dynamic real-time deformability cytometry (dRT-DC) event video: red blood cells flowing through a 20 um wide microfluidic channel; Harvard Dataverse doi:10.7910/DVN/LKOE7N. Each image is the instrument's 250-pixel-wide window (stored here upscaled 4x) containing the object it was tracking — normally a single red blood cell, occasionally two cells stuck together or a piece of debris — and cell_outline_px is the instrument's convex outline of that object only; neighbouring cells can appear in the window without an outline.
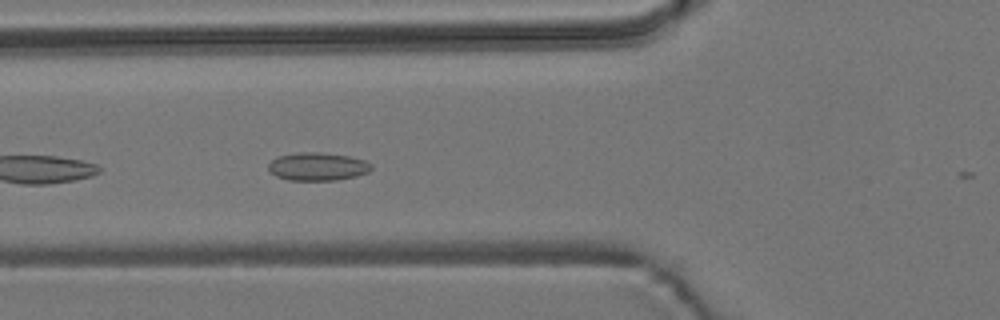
{"species": "common noctule bat (a hibernating species)", "species_latin": "Nyctalus noctula", "temperature_condition": "room temperature", "stored_images_in_passage": 30, "camera_frame_rate_fps": 3000, "um_per_image_px": 0.085, "animal": {"sex": "male", "body_mass_g": 19.2, "forearm_length_mm": 51.8}, "frame": {"image": 1, "passage_image": 3, "time_ms": 0.667, "image_size_px": [1000, 320], "cell_outline_px": [[372, 168], [368, 172], [356, 176], [336, 180], [288, 180], [276, 176], [268, 172], [268, 164], [272, 160], [280, 156], [296, 152], [320, 152], [348, 156], [364, 160], [372, 164]], "centroid_in_image_um": [26.98, 14.16], "position_along_channel_um": 98.8, "area_um2": 16.88}}
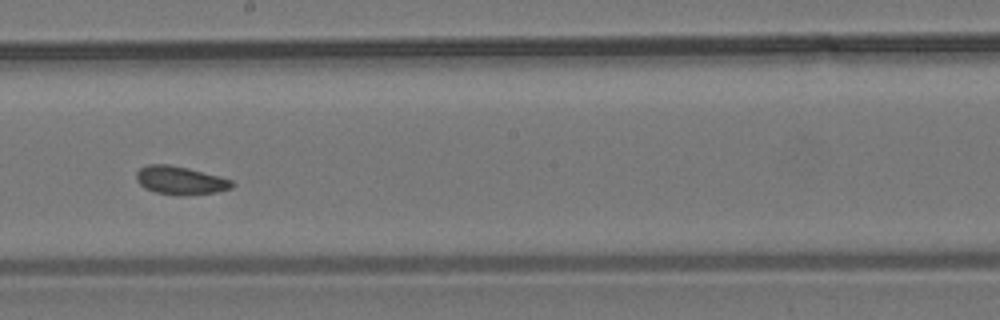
{"frame": {"image": 2, "passage_image": 14, "time_ms": 4.333, "image_size_px": [1000, 320], "cell_outline_px": [[236, 184], [232, 188], [216, 192], [180, 196], [156, 192], [144, 188], [136, 180], [136, 172], [140, 168], [148, 164], [168, 164], [188, 168], [220, 176], [232, 180]], "centroid_in_image_um": [15.34, 15.33], "position_along_channel_um": 232.9, "area_um2": 15.9}}
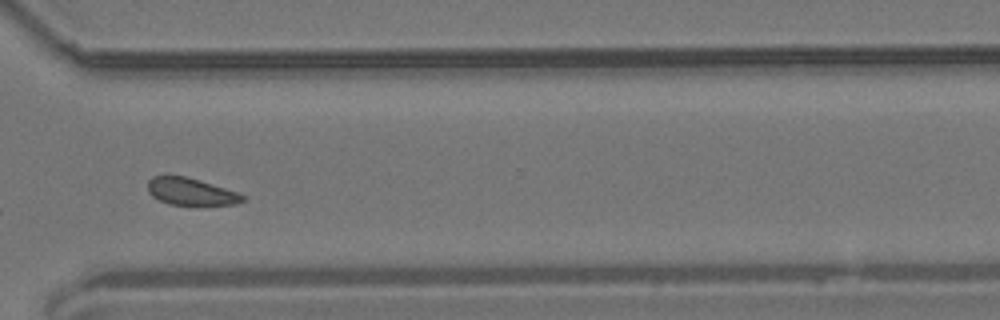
{"frame": {"image": 3, "passage_image": 24, "time_ms": 7.667, "image_size_px": [1000, 320], "cell_outline_px": [[244, 200], [236, 204], [168, 204], [152, 196], [148, 192], [148, 180], [152, 176], [184, 176], [200, 180], [236, 192], [244, 196]], "centroid_in_image_um": [16.17, 16.27], "position_along_channel_um": 354.4, "area_um2": 14.62}}